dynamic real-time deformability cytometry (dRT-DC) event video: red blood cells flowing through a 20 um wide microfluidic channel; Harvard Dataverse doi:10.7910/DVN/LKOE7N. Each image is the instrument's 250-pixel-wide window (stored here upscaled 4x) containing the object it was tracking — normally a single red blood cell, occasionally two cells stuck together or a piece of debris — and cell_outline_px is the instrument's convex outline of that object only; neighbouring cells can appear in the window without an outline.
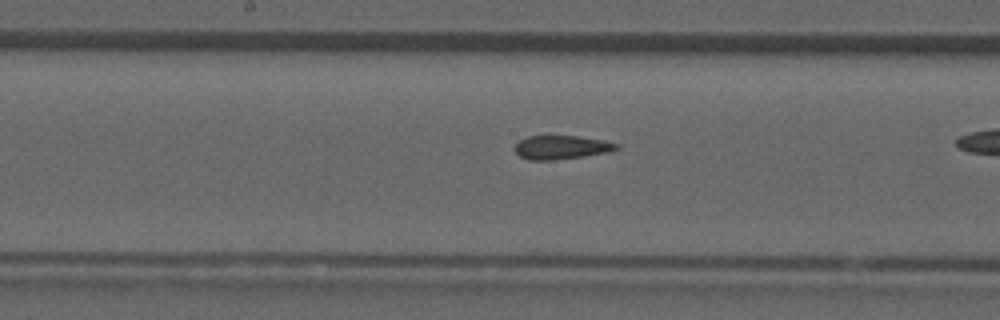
{"species": "common noctule bat (a hibernating species)", "species_latin": "Nyctalus noctula", "temperature_condition": "room temperature", "stored_images_in_passage": 25, "camera_frame_rate_fps": 3000, "um_per_image_px": 0.085, "animal": {"sex": "male", "forearm_length_mm": 52.5}, "frame": {"image": 1, "passage_image": 15, "time_ms": 4.667, "image_size_px": [1000, 320], "cell_outline_px": [[620, 148], [608, 152], [584, 156], [552, 160], [528, 160], [520, 156], [512, 148], [520, 140], [528, 136], [576, 136], [604, 140], [620, 144]], "centroid_in_image_um": [47.72, 12.52], "position_along_channel_um": 200.5, "area_um2": 14.1}}